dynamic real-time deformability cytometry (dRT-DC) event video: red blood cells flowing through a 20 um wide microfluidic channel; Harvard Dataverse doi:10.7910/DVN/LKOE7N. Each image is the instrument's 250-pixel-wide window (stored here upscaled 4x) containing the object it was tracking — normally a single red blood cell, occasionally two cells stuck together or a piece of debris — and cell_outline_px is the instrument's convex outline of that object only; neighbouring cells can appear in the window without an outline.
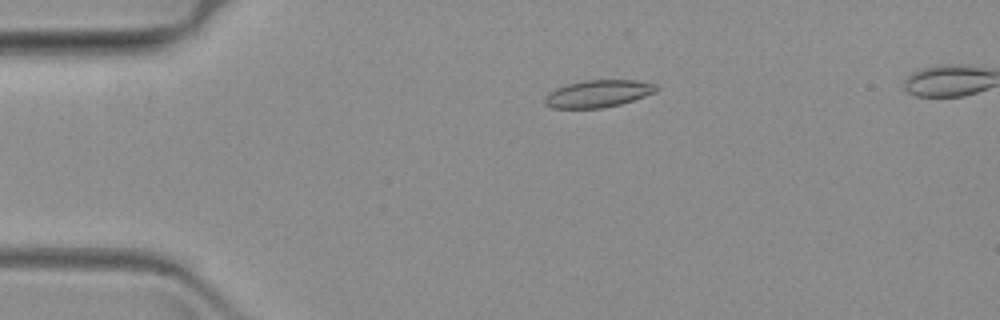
{"species": "common noctule bat (a hibernating species)", "species_latin": "Nyctalus noctula", "temperature_condition": "warm", "stored_images_in_passage": 62, "camera_frame_rate_fps": 3000, "um_per_image_px": 0.085, "animal": {"sex": "female", "body_mass_g": 19.3, "forearm_length_mm": 54.1}, "frame": {"image": 1, "passage_image": 14, "time_ms": 4.333, "image_size_px": [1000, 320], "cell_outline_px": [[660, 88], [656, 92], [620, 104], [600, 108], [552, 108], [544, 104], [544, 96], [548, 92], [556, 88], [568, 84], [584, 80], [636, 80], [656, 84]], "centroid_in_image_um": [50.82, 7.95], "position_along_channel_um": 34.2, "area_um2": 17.74}}
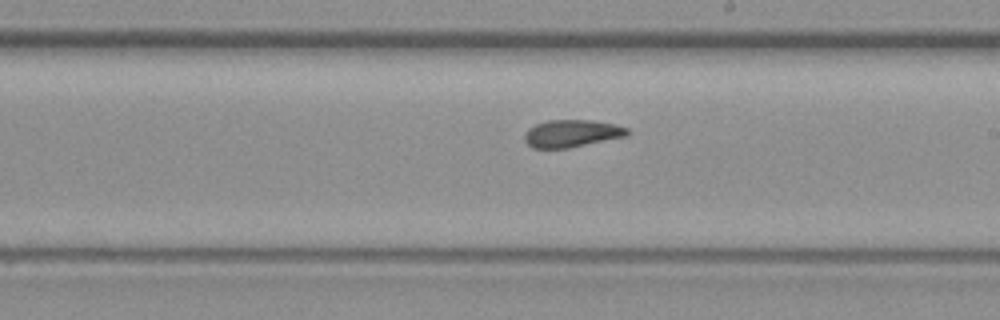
{"frame": {"image": 2, "passage_image": 37, "time_ms": 12.0, "image_size_px": [1000, 320], "cell_outline_px": [[628, 132], [624, 136], [568, 148], [532, 148], [524, 140], [524, 136], [528, 128], [536, 124], [548, 120], [592, 120], [612, 124], [628, 128]], "centroid_in_image_um": [48.54, 11.34], "position_along_channel_um": 240.5, "area_um2": 16.13}}
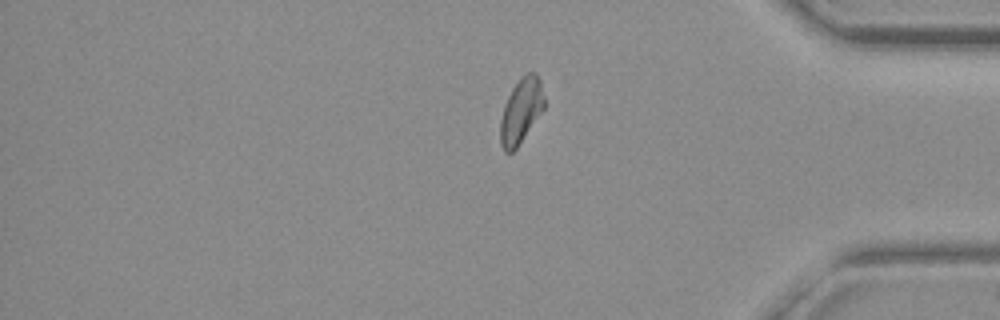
{"frame": {"image": 3, "passage_image": 53, "time_ms": 17.333, "image_size_px": [1000, 320], "cell_outline_px": [[544, 108], [516, 148], [512, 152], [504, 152], [500, 144], [500, 120], [504, 104], [512, 88], [520, 76], [528, 72], [536, 72], [540, 80], [544, 96]], "centroid_in_image_um": [44.27, 9.39], "position_along_channel_um": 390.9, "area_um2": 16.59}}